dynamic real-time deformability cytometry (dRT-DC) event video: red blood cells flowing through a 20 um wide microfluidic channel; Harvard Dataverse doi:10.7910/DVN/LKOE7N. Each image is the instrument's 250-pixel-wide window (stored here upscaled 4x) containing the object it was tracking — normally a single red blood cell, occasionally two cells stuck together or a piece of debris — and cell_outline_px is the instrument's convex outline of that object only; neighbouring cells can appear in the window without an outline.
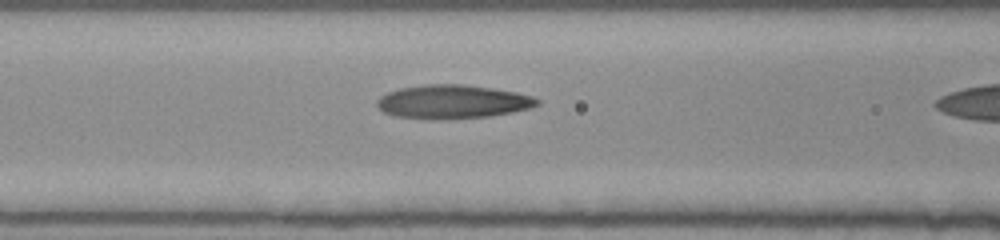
{"species": "human", "species_latin": "Homo sapiens", "temperature_condition": "room temperature", "stored_images_in_passage": 21, "segment_of_instrument_passage": [2, 2], "camera_frame_rate_fps": 3000, "um_per_image_px": 0.085, "donor": {"sex": "female"}, "frame": {"image": 1, "passage_image": 20, "time_ms": 6.333, "image_size_px": [1000, 240], "cell_outline_px": [[540, 104], [528, 108], [512, 112], [488, 116], [432, 120], [396, 116], [384, 112], [376, 104], [376, 100], [380, 96], [388, 92], [400, 88], [424, 84], [460, 84], [516, 92], [532, 96], [540, 100]], "centroid_in_image_um": [38.44, 8.65], "position_along_channel_um": 128.2, "area_um2": 31.27}}